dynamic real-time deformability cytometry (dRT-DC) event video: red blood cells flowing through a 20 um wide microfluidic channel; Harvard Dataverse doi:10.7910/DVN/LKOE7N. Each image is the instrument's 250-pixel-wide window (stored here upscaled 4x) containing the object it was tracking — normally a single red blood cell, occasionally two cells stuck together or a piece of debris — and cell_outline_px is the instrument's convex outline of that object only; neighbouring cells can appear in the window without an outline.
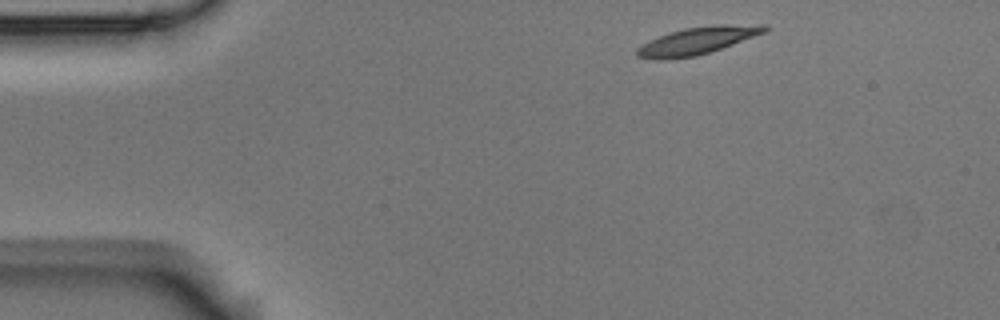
{"species": "Egyptian fruit bat (a non-hibernating species)", "species_latin": "Rousettus aegyptiacus", "temperature_condition": "room temperature", "stored_images_in_passage": 3, "camera_frame_rate_fps": 3000, "um_per_image_px": 0.085, "animal": {"sex": "male"}, "frame": {"image": 1, "passage_image": 1, "time_ms": 0.0, "image_size_px": [1000, 320], "cell_outline_px": [[768, 28], [764, 32], [732, 44], [696, 56], [668, 60], [656, 60], [636, 56], [636, 48], [648, 40], [668, 32], [684, 28], [712, 24], [768, 24]], "centroid_in_image_um": [59.22, 3.45], "position_along_channel_um": 25.8, "area_um2": 20.52}}